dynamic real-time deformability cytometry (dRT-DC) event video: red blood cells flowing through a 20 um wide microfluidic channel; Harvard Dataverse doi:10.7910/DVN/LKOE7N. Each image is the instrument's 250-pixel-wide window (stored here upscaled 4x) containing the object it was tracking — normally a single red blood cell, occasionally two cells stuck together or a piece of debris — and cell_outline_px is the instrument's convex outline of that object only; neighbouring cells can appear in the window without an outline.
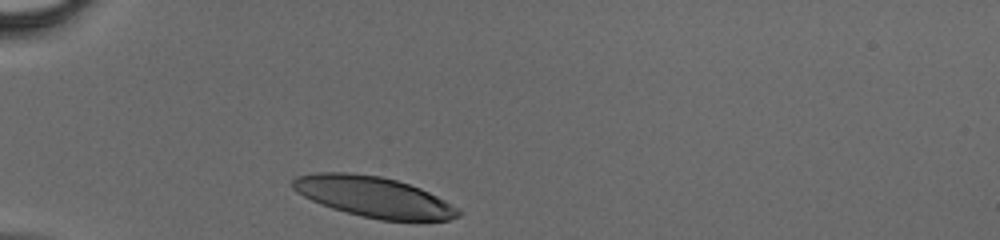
{"species": "human", "species_latin": "Homo sapiens", "temperature_condition": "cold", "stored_images_in_passage": 26, "camera_frame_rate_fps": 3000, "um_per_image_px": 0.085, "donor": {"sex": "male"}, "frame": {"image": 1, "passage_image": 1, "time_ms": 0.0, "image_size_px": [1000, 240], "cell_outline_px": [[460, 216], [448, 220], [380, 220], [332, 208], [312, 200], [296, 192], [292, 188], [292, 180], [296, 176], [316, 172], [348, 172], [380, 176], [396, 180], [420, 188], [460, 208]], "centroid_in_image_um": [31.75, 16.72], "position_along_channel_um": 53.3, "area_um2": 38.84}}
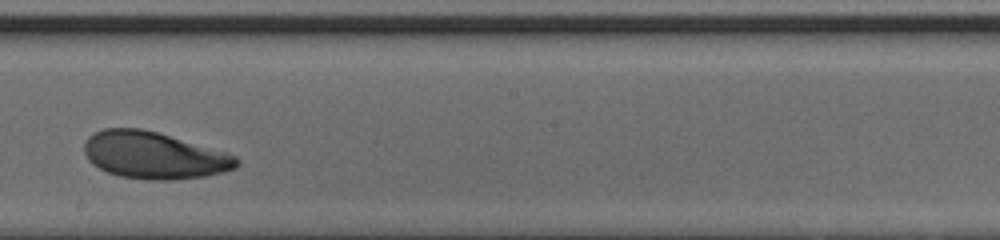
{"frame": {"image": 2, "passage_image": 15, "time_ms": 4.667, "image_size_px": [1000, 240], "cell_outline_px": [[240, 164], [236, 168], [208, 176], [172, 180], [152, 180], [120, 176], [108, 172], [92, 164], [88, 160], [84, 152], [84, 140], [92, 132], [104, 128], [140, 128], [156, 132], [228, 152], [236, 156], [240, 160]], "centroid_in_image_um": [13.09, 13.2], "position_along_channel_um": 235.1, "area_um2": 41.96}}
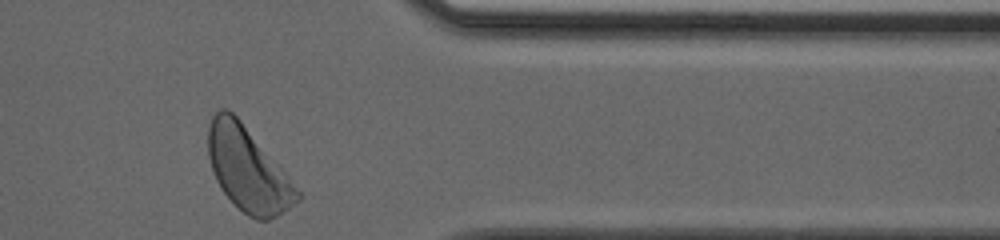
{"frame": {"image": 3, "passage_image": 26, "time_ms": 8.333, "image_size_px": [1000, 240], "cell_outline_px": [[300, 200], [276, 216], [268, 220], [256, 220], [248, 216], [224, 192], [216, 180], [208, 156], [208, 128], [212, 116], [220, 108], [224, 108], [232, 112], [240, 120], [288, 176], [300, 192]], "centroid_in_image_um": [21.05, 14.39], "position_along_channel_um": 390.3, "area_um2": 42.71}}